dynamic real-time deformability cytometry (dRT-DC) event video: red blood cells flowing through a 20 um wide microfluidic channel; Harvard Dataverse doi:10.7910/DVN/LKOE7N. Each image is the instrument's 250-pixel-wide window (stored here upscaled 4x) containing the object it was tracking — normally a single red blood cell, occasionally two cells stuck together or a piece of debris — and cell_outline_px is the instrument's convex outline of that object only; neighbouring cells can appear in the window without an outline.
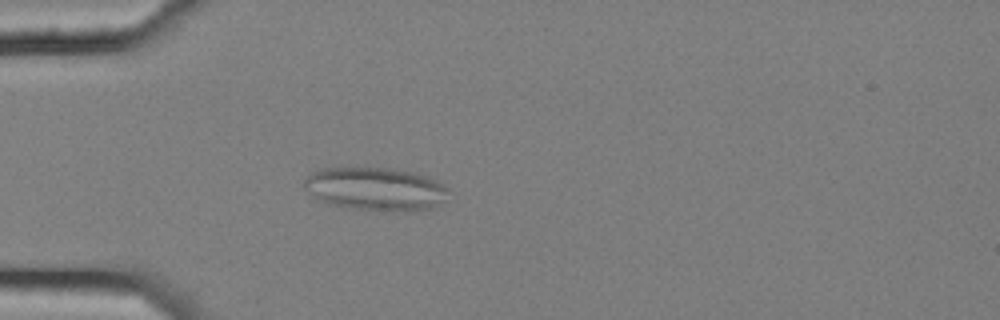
{"species": "common noctule bat (a hibernating species)", "species_latin": "Nyctalus noctula", "temperature_condition": "cold", "stored_images_in_passage": 5, "camera_frame_rate_fps": 3000, "um_per_image_px": 0.085, "animal": {"sex": "female", "body_mass_g": 25.1}, "frame": {"image": 1, "passage_image": 5, "time_ms": 1.333, "image_size_px": [1000, 320], "cell_outline_px": [[448, 188], [444, 200], [432, 208], [404, 212], [348, 208], [316, 200], [300, 184], [312, 172], [320, 168], [388, 168], [412, 172], [428, 176], [444, 184]], "centroid_in_image_um": [31.88, 16.06], "position_along_channel_um": 53.1, "area_um2": 36.53}}